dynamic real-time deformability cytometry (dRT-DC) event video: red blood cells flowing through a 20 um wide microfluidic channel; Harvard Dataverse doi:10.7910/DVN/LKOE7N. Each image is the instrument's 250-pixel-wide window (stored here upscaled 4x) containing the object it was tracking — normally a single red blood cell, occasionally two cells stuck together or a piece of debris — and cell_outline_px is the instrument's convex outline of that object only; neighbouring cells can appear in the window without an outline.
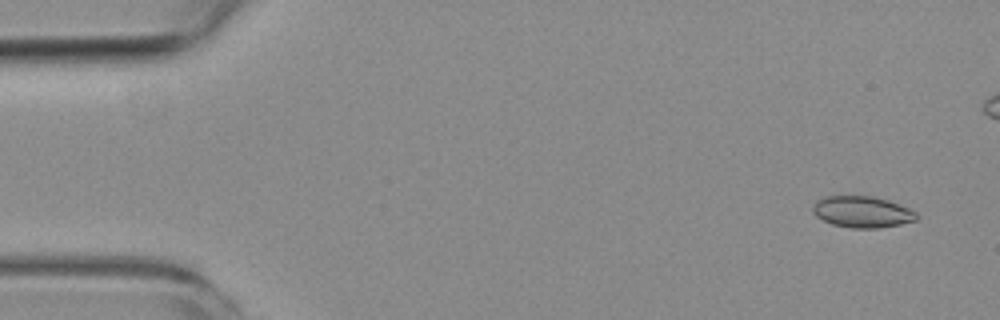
{"species": "common noctule bat (a hibernating species)", "species_latin": "Nyctalus noctula", "temperature_condition": "room temperature", "stored_images_in_passage": 5, "camera_frame_rate_fps": 3000, "um_per_image_px": 0.085, "animal": {"sex": "female", "body_mass_g": 19.3, "forearm_length_mm": 54.1}, "frame": {"image": 1, "passage_image": 1, "time_ms": 0.0, "image_size_px": [1000, 320], "cell_outline_px": [[920, 216], [916, 220], [900, 224], [880, 228], [852, 228], [832, 224], [816, 216], [812, 212], [812, 208], [816, 200], [824, 196], [872, 196], [888, 200], [908, 208], [916, 212]], "centroid_in_image_um": [73.28, 18.01], "position_along_channel_um": 11.7, "area_um2": 19.02}}